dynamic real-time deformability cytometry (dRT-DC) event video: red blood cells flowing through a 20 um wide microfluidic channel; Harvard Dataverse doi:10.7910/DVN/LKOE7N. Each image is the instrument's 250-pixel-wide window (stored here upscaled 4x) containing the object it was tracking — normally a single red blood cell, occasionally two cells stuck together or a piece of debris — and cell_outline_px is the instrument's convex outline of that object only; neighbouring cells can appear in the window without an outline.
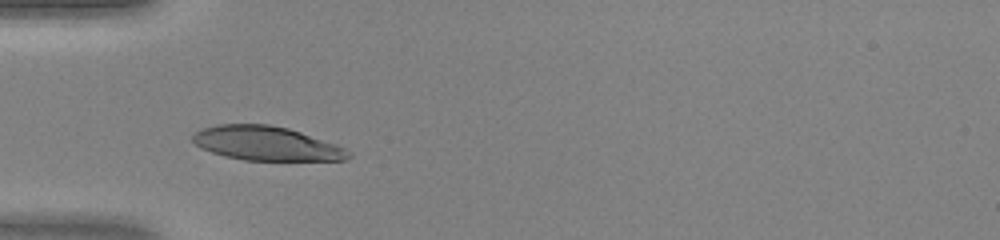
{"species": "human", "species_latin": "Homo sapiens", "temperature_condition": "warm", "stored_images_in_passage": 33, "camera_frame_rate_fps": 3000, "um_per_image_px": 0.085, "donor": {"sex": "female"}, "frame": {"image": 1, "passage_image": 1, "time_ms": 0.0, "image_size_px": [1000, 240], "cell_outline_px": [[352, 156], [344, 160], [244, 160], [224, 156], [200, 148], [192, 140], [192, 136], [196, 132], [204, 128], [216, 124], [268, 124], [288, 128], [336, 144], [352, 152]], "centroid_in_image_um": [22.64, 12.19], "position_along_channel_um": 62.4, "area_um2": 30.87}}
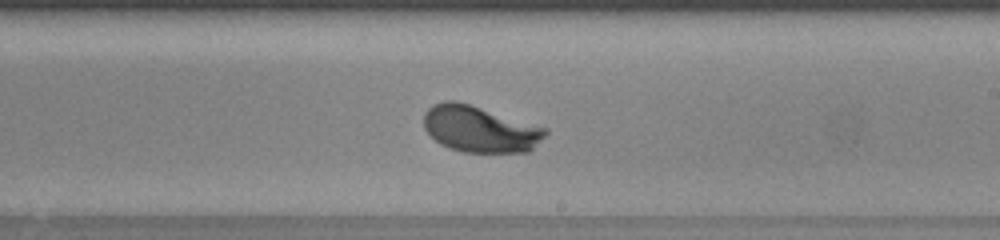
{"frame": {"image": 2, "passage_image": 14, "time_ms": 4.333, "image_size_px": [1000, 240], "cell_outline_px": [[548, 132], [528, 152], [464, 152], [448, 148], [440, 144], [424, 128], [424, 112], [432, 104], [444, 100], [456, 100], [548, 128]], "centroid_in_image_um": [40.76, 10.96], "position_along_channel_um": 248.2, "area_um2": 32.77}}
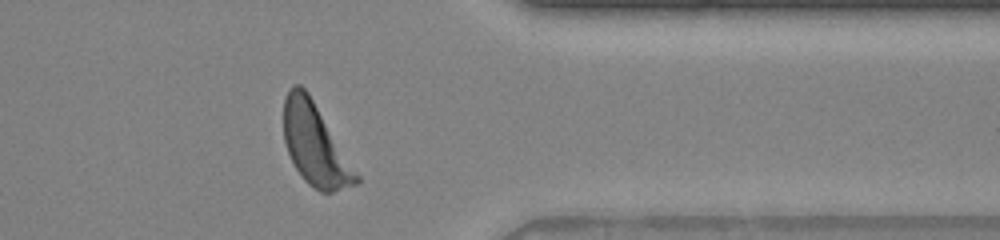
{"frame": {"image": 3, "passage_image": 24, "time_ms": 7.667, "image_size_px": [1000, 240], "cell_outline_px": [[360, 180], [356, 184], [332, 192], [320, 192], [308, 184], [304, 180], [296, 168], [288, 152], [284, 140], [284, 96], [288, 88], [292, 84], [300, 84], [308, 92], [360, 176]], "centroid_in_image_um": [26.77, 12.28], "position_along_channel_um": 384.6, "area_um2": 34.16}}